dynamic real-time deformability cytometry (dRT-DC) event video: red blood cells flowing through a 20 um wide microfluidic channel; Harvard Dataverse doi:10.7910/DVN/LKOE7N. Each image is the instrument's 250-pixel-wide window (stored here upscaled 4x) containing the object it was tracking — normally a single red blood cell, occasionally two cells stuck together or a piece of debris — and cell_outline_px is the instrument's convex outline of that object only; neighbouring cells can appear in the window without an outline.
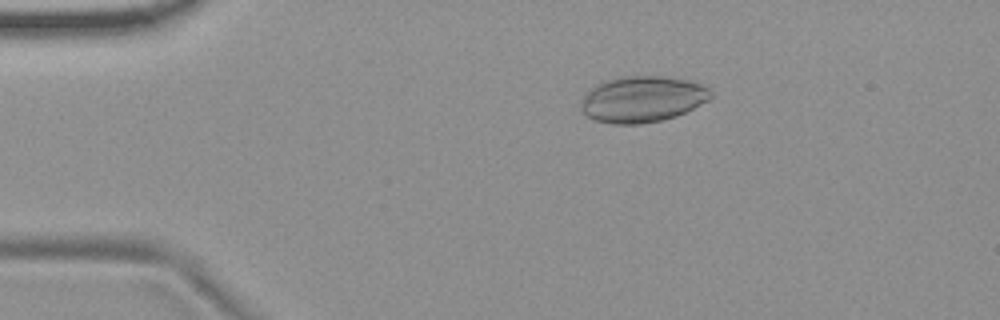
{"species": "common noctule bat (a hibernating species)", "species_latin": "Nyctalus noctula", "temperature_condition": "room temperature", "stored_images_in_passage": 54, "camera_frame_rate_fps": 3000, "um_per_image_px": 0.085, "animal": {"sex": "female", "body_mass_g": 19.9}, "frame": {"image": 1, "passage_image": 10, "time_ms": 3.0, "image_size_px": [1000, 320], "cell_outline_px": [[712, 96], [708, 100], [676, 116], [660, 120], [640, 124], [612, 124], [596, 120], [588, 116], [580, 108], [580, 100], [596, 84], [620, 76], [664, 76], [688, 80], [712, 88]], "centroid_in_image_um": [54.61, 8.42], "position_along_channel_um": 30.4, "area_um2": 34.8}}
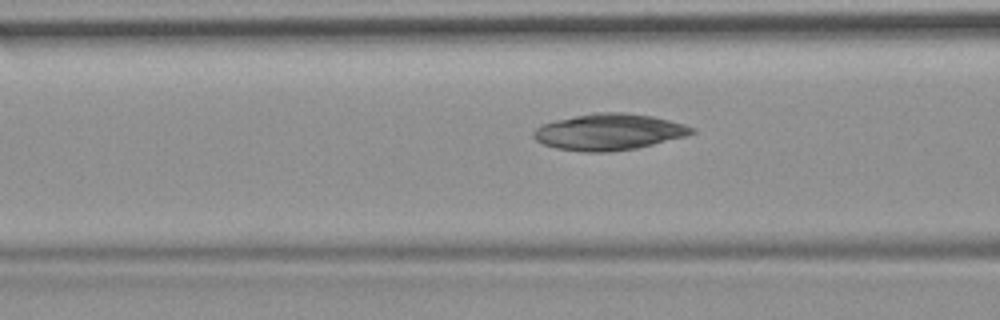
{"frame": {"image": 2, "passage_image": 21, "time_ms": 6.667, "image_size_px": [1000, 320], "cell_outline_px": [[696, 132], [684, 136], [636, 148], [608, 152], [584, 152], [556, 148], [544, 144], [536, 140], [532, 136], [532, 132], [540, 124], [556, 120], [596, 112], [624, 112], [652, 116], [684, 124], [696, 128]], "centroid_in_image_um": [51.73, 11.21], "position_along_channel_um": 114.9, "area_um2": 33.35}}
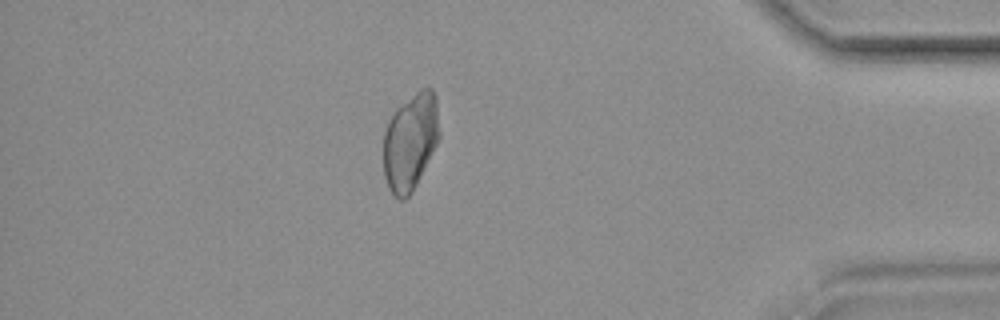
{"frame": {"image": 3, "passage_image": 47, "time_ms": 15.333, "image_size_px": [1000, 320], "cell_outline_px": [[440, 136], [412, 192], [404, 200], [400, 200], [392, 196], [388, 188], [384, 176], [384, 132], [388, 120], [392, 112], [400, 104], [420, 88], [432, 88], [436, 96]], "centroid_in_image_um": [34.86, 12.02], "position_along_channel_um": 400.3, "area_um2": 31.79}}